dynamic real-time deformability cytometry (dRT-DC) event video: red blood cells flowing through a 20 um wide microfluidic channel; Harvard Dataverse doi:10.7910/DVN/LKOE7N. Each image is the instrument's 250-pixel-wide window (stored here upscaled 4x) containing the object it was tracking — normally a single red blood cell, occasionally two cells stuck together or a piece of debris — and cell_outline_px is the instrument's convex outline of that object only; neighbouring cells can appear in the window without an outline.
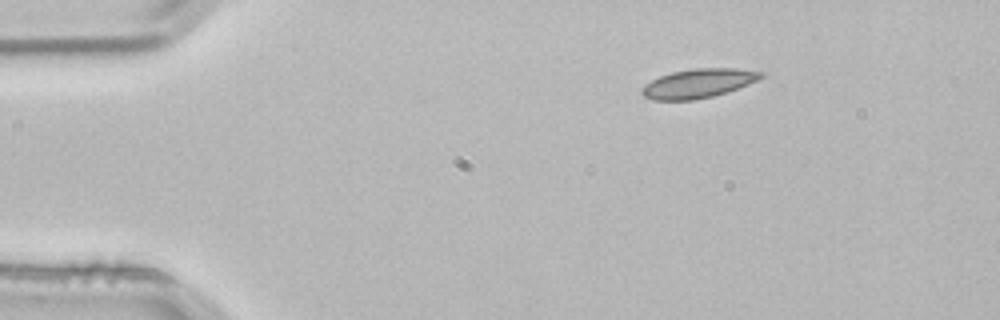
{"species": "common noctule bat (a hibernating species)", "species_latin": "Nyctalus noctula", "temperature_condition": "room temperature", "stored_images_in_passage": 2, "camera_frame_rate_fps": 3000, "um_per_image_px": 0.085, "animal": {"sex": "male", "body_mass_g": 21.5, "forearm_length_mm": 52.0}, "frame": {"image": 1, "passage_image": 2, "time_ms": 0.333, "image_size_px": [1000, 320], "cell_outline_px": [[764, 76], [748, 84], [728, 92], [712, 96], [692, 100], [656, 100], [644, 96], [640, 92], [644, 84], [660, 76], [672, 72], [696, 68], [736, 68], [764, 72]], "centroid_in_image_um": [59.36, 7.08], "position_along_channel_um": 25.6, "area_um2": 20.06}}